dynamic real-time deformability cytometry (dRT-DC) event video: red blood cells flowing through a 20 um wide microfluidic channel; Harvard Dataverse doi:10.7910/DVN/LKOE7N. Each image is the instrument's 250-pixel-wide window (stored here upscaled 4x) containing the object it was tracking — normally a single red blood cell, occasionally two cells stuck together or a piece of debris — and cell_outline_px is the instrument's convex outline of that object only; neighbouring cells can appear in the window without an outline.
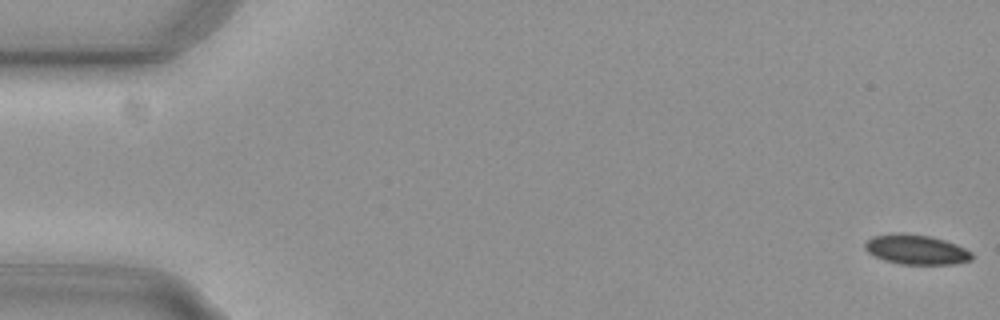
{"species": "common noctule bat (a hibernating species)", "species_latin": "Nyctalus noctula", "temperature_condition": "cold", "stored_images_in_passage": 12, "camera_frame_rate_fps": 3000, "um_per_image_px": 0.085, "animal": {"sex": "female", "body_mass_g": 29.2, "forearm_length_mm": 56.3}, "frame": {"image": 1, "passage_image": 1, "time_ms": 0.0, "image_size_px": [1000, 320], "cell_outline_px": [[972, 260], [952, 264], [900, 264], [884, 260], [868, 252], [864, 248], [864, 244], [872, 236], [896, 232], [904, 232], [932, 236], [956, 244], [972, 252]], "centroid_in_image_um": [77.86, 21.19], "position_along_channel_um": 7.1, "area_um2": 18.67}}